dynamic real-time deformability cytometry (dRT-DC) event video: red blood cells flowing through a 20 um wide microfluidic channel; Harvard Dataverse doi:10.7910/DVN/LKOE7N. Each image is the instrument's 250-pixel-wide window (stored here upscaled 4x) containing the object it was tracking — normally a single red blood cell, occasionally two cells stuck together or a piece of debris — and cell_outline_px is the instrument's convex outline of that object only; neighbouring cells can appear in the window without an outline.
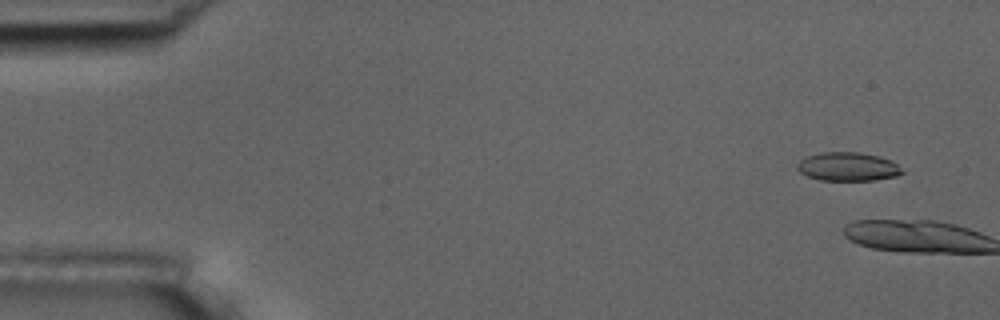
{"species": "common noctule bat (a hibernating species)", "species_latin": "Nyctalus noctula", "temperature_condition": "room temperature", "stored_images_in_passage": 2, "camera_frame_rate_fps": 3000, "um_per_image_px": 0.085, "animal": {"sex": "male", "body_mass_g": 17.5, "forearm_length_mm": 52.3}, "frame": {"image": 1, "passage_image": 1, "time_ms": 0.0, "image_size_px": [1000, 320], "cell_outline_px": [[904, 172], [896, 176], [872, 180], [820, 180], [808, 176], [800, 172], [796, 168], [796, 164], [800, 160], [808, 156], [820, 152], [860, 152], [880, 156], [892, 160]], "centroid_in_image_um": [72.05, 14.15], "position_along_channel_um": 12.9, "area_um2": 17.51}}